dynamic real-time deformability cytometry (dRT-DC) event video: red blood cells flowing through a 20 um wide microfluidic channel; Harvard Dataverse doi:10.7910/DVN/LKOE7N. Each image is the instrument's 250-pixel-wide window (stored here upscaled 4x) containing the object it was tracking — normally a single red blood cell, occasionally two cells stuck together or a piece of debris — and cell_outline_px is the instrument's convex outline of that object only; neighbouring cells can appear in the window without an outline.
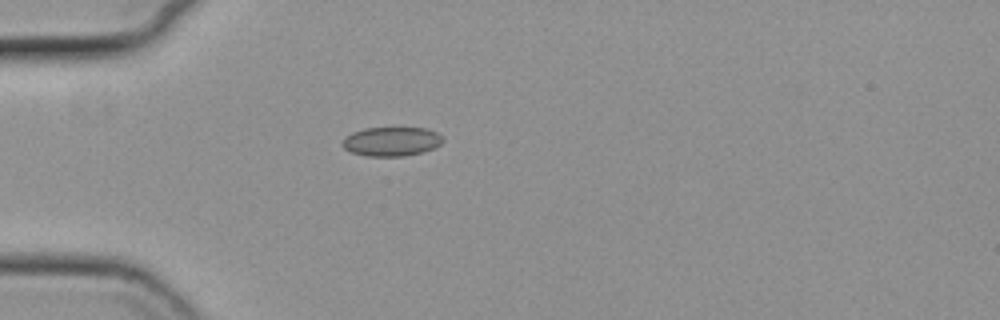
{"species": "common noctule bat (a hibernating species)", "species_latin": "Nyctalus noctula", "temperature_condition": "cold", "stored_images_in_passage": 37, "camera_frame_rate_fps": 3000, "um_per_image_px": 0.085, "animal": {"sex": "female", "body_mass_g": 19.3, "forearm_length_mm": 54.1}, "frame": {"image": 1, "passage_image": 1, "time_ms": 0.0, "image_size_px": [1000, 320], "cell_outline_px": [[444, 140], [440, 144], [432, 148], [420, 152], [404, 156], [368, 156], [352, 152], [344, 148], [340, 144], [352, 132], [364, 128], [424, 128], [436, 132]], "centroid_in_image_um": [33.25, 12.02], "position_along_channel_um": 51.7, "area_um2": 16.76}}
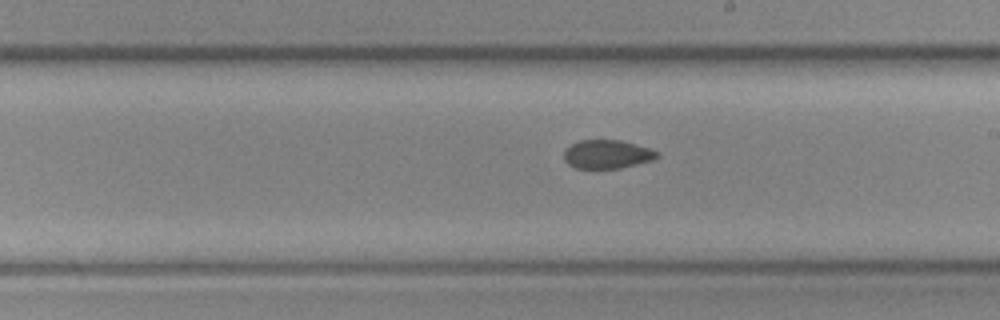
{"frame": {"image": 2, "passage_image": 17, "time_ms": 5.333, "image_size_px": [1000, 320], "cell_outline_px": [[660, 156], [652, 160], [620, 168], [576, 168], [568, 164], [564, 160], [564, 152], [572, 144], [580, 140], [620, 140], [648, 148], [656, 152]], "centroid_in_image_um": [51.58, 13.11], "position_along_channel_um": 237.4, "area_um2": 15.26}}
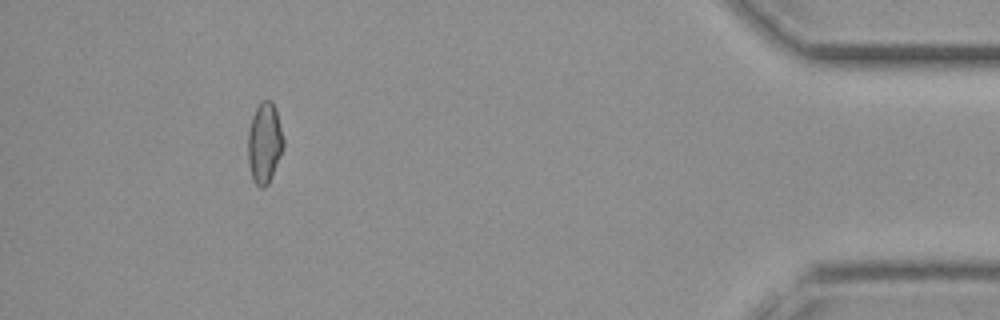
{"frame": {"image": 3, "passage_image": 36, "time_ms": 11.667, "image_size_px": [1000, 320], "cell_outline_px": [[284, 144], [280, 156], [272, 176], [268, 184], [264, 188], [260, 188], [252, 180], [248, 164], [248, 132], [252, 116], [260, 100], [272, 100], [276, 108], [284, 140]], "centroid_in_image_um": [22.47, 12.14], "position_along_channel_um": 412.7, "area_um2": 16.88}}